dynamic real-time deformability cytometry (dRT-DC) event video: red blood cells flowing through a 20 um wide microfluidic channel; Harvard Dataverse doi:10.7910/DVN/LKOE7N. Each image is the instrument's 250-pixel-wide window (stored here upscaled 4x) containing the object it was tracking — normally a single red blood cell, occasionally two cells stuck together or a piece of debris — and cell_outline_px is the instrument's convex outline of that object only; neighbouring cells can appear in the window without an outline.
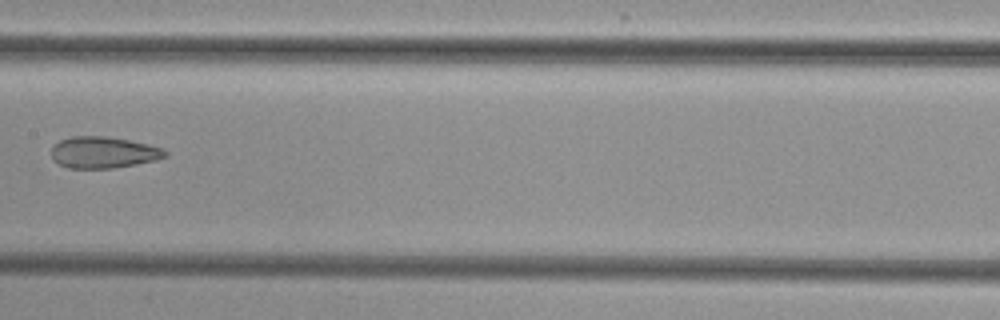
{"species": "common noctule bat (a hibernating species)", "species_latin": "Nyctalus noctula", "temperature_condition": "cold", "stored_images_in_passage": 7, "camera_frame_rate_fps": 3000, "um_per_image_px": 0.085, "animal": {"sex": "female", "body_mass_g": 29.2, "forearm_length_mm": 56.3}, "frame": {"image": 1, "passage_image": 6, "time_ms": 6.0, "image_size_px": [1000, 320], "cell_outline_px": [[168, 156], [156, 160], [136, 164], [112, 168], [68, 168], [52, 160], [52, 144], [60, 140], [72, 136], [104, 136], [128, 140], [148, 144], [164, 148], [168, 152]], "centroid_in_image_um": [8.79, 12.95], "position_along_channel_um": 198.6, "area_um2": 20.98}}
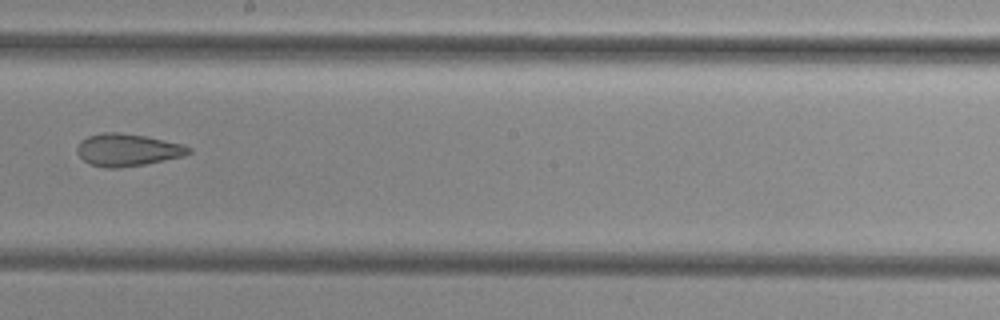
{"frame": {"image": 2, "passage_image": 7, "time_ms": 7.0, "image_size_px": [1000, 320], "cell_outline_px": [[192, 152], [184, 156], [144, 164], [120, 168], [104, 168], [88, 164], [76, 152], [76, 148], [80, 140], [88, 136], [100, 132], [116, 132], [144, 136], [184, 144], [192, 148]], "centroid_in_image_um": [10.82, 12.74], "position_along_channel_um": 237.4, "area_um2": 21.21}}